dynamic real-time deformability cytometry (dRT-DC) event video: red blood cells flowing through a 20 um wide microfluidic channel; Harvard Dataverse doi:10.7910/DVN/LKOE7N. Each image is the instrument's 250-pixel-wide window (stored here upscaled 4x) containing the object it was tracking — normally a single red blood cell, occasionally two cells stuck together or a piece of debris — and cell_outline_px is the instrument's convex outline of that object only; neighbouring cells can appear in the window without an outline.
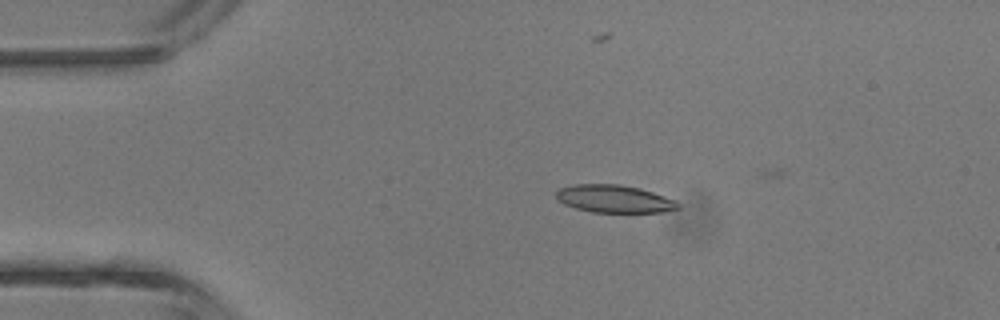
{"species": "common noctule bat (a hibernating species)", "species_latin": "Nyctalus noctula", "temperature_condition": "room temperature", "stored_images_in_passage": 4, "camera_frame_rate_fps": 3000, "um_per_image_px": 0.085, "animal": {"sex": "male", "body_mass_g": 13.3}, "frame": {"image": 1, "passage_image": 3, "time_ms": 3.0, "image_size_px": [1000, 320], "cell_outline_px": [[680, 208], [660, 212], [592, 212], [576, 208], [564, 204], [556, 200], [556, 192], [560, 188], [576, 184], [620, 184], [640, 188], [676, 200], [680, 204]], "centroid_in_image_um": [52.21, 16.9], "position_along_channel_um": 32.8, "area_um2": 19.65}}